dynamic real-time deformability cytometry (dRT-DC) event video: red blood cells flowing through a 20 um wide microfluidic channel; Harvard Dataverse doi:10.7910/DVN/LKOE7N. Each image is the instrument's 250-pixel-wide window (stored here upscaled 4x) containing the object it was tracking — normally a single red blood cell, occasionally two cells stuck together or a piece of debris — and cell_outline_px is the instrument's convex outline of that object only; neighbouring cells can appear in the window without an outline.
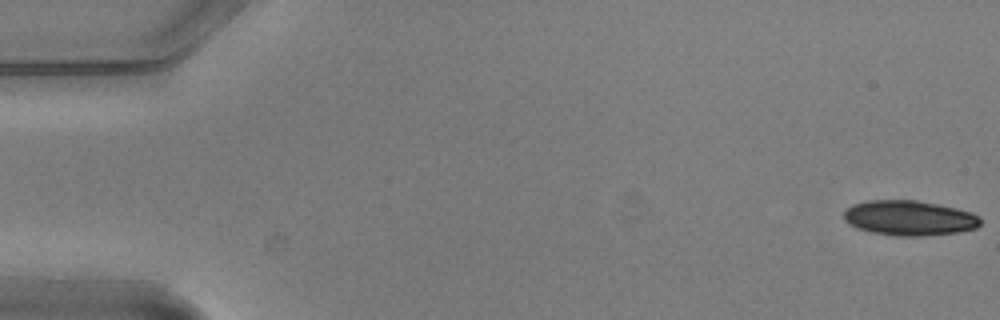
{"species": "common noctule bat (a hibernating species)", "species_latin": "Nyctalus noctula", "temperature_condition": "warm", "stored_images_in_passage": 5, "camera_frame_rate_fps": 3000, "um_per_image_px": 0.085, "animal": {"sex": "male", "body_mass_g": 20.5, "forearm_length_mm": 52.5}, "frame": {"image": 1, "passage_image": 1, "time_ms": 0.0, "image_size_px": [1000, 320], "cell_outline_px": [[980, 224], [976, 228], [960, 232], [920, 236], [896, 236], [872, 232], [856, 228], [848, 224], [844, 220], [844, 212], [852, 204], [868, 200], [916, 200], [956, 208], [972, 212], [980, 216]], "centroid_in_image_um": [77.28, 18.53], "position_along_channel_um": 7.7, "area_um2": 27.98}}